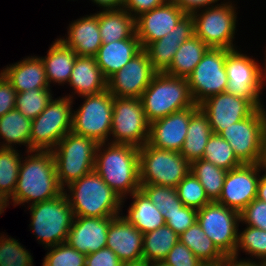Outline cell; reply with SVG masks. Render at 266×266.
I'll use <instances>...</instances> for the list:
<instances>
[{
    "mask_svg": "<svg viewBox=\"0 0 266 266\" xmlns=\"http://www.w3.org/2000/svg\"><path fill=\"white\" fill-rule=\"evenodd\" d=\"M25 153L28 156L21 159L18 180L10 198L13 205H31L61 195L64 189L58 181L52 152L33 150Z\"/></svg>",
    "mask_w": 266,
    "mask_h": 266,
    "instance_id": "1",
    "label": "cell"
},
{
    "mask_svg": "<svg viewBox=\"0 0 266 266\" xmlns=\"http://www.w3.org/2000/svg\"><path fill=\"white\" fill-rule=\"evenodd\" d=\"M94 171L122 200L126 199L140 190L139 148L128 144L98 143Z\"/></svg>",
    "mask_w": 266,
    "mask_h": 266,
    "instance_id": "2",
    "label": "cell"
},
{
    "mask_svg": "<svg viewBox=\"0 0 266 266\" xmlns=\"http://www.w3.org/2000/svg\"><path fill=\"white\" fill-rule=\"evenodd\" d=\"M67 187L63 191L75 217L122 215L125 201L94 170Z\"/></svg>",
    "mask_w": 266,
    "mask_h": 266,
    "instance_id": "3",
    "label": "cell"
},
{
    "mask_svg": "<svg viewBox=\"0 0 266 266\" xmlns=\"http://www.w3.org/2000/svg\"><path fill=\"white\" fill-rule=\"evenodd\" d=\"M149 123L195 105L188 80L166 73H156L140 97Z\"/></svg>",
    "mask_w": 266,
    "mask_h": 266,
    "instance_id": "4",
    "label": "cell"
},
{
    "mask_svg": "<svg viewBox=\"0 0 266 266\" xmlns=\"http://www.w3.org/2000/svg\"><path fill=\"white\" fill-rule=\"evenodd\" d=\"M97 146L94 139L71 131L51 150L58 181L63 189L94 170Z\"/></svg>",
    "mask_w": 266,
    "mask_h": 266,
    "instance_id": "5",
    "label": "cell"
},
{
    "mask_svg": "<svg viewBox=\"0 0 266 266\" xmlns=\"http://www.w3.org/2000/svg\"><path fill=\"white\" fill-rule=\"evenodd\" d=\"M31 226L33 234L45 248L67 240L74 218L72 208L64 192L47 201L31 204Z\"/></svg>",
    "mask_w": 266,
    "mask_h": 266,
    "instance_id": "6",
    "label": "cell"
},
{
    "mask_svg": "<svg viewBox=\"0 0 266 266\" xmlns=\"http://www.w3.org/2000/svg\"><path fill=\"white\" fill-rule=\"evenodd\" d=\"M219 135L227 140L243 164L263 163L266 135L265 108H257L249 117L231 124Z\"/></svg>",
    "mask_w": 266,
    "mask_h": 266,
    "instance_id": "7",
    "label": "cell"
},
{
    "mask_svg": "<svg viewBox=\"0 0 266 266\" xmlns=\"http://www.w3.org/2000/svg\"><path fill=\"white\" fill-rule=\"evenodd\" d=\"M73 95L55 98L34 119L30 135V151H51L72 130Z\"/></svg>",
    "mask_w": 266,
    "mask_h": 266,
    "instance_id": "8",
    "label": "cell"
},
{
    "mask_svg": "<svg viewBox=\"0 0 266 266\" xmlns=\"http://www.w3.org/2000/svg\"><path fill=\"white\" fill-rule=\"evenodd\" d=\"M190 169L191 163L180 152L155 148L147 143L139 148L140 184L176 188Z\"/></svg>",
    "mask_w": 266,
    "mask_h": 266,
    "instance_id": "9",
    "label": "cell"
},
{
    "mask_svg": "<svg viewBox=\"0 0 266 266\" xmlns=\"http://www.w3.org/2000/svg\"><path fill=\"white\" fill-rule=\"evenodd\" d=\"M222 2L193 12L195 35L209 48L237 49L235 38L237 13L232 3Z\"/></svg>",
    "mask_w": 266,
    "mask_h": 266,
    "instance_id": "10",
    "label": "cell"
},
{
    "mask_svg": "<svg viewBox=\"0 0 266 266\" xmlns=\"http://www.w3.org/2000/svg\"><path fill=\"white\" fill-rule=\"evenodd\" d=\"M84 102L73 110L72 132L94 139L97 143L109 142L112 129L114 96L105 90L95 95L81 96ZM109 137V138H108Z\"/></svg>",
    "mask_w": 266,
    "mask_h": 266,
    "instance_id": "11",
    "label": "cell"
},
{
    "mask_svg": "<svg viewBox=\"0 0 266 266\" xmlns=\"http://www.w3.org/2000/svg\"><path fill=\"white\" fill-rule=\"evenodd\" d=\"M225 71L228 77L225 92L249 100L256 108L264 107L260 96L264 81L257 61L238 49H225Z\"/></svg>",
    "mask_w": 266,
    "mask_h": 266,
    "instance_id": "12",
    "label": "cell"
},
{
    "mask_svg": "<svg viewBox=\"0 0 266 266\" xmlns=\"http://www.w3.org/2000/svg\"><path fill=\"white\" fill-rule=\"evenodd\" d=\"M197 222L225 257H233L238 243L240 213L211 201L197 211Z\"/></svg>",
    "mask_w": 266,
    "mask_h": 266,
    "instance_id": "13",
    "label": "cell"
},
{
    "mask_svg": "<svg viewBox=\"0 0 266 266\" xmlns=\"http://www.w3.org/2000/svg\"><path fill=\"white\" fill-rule=\"evenodd\" d=\"M149 124L140 98L114 97L110 143L140 148L148 141Z\"/></svg>",
    "mask_w": 266,
    "mask_h": 266,
    "instance_id": "14",
    "label": "cell"
},
{
    "mask_svg": "<svg viewBox=\"0 0 266 266\" xmlns=\"http://www.w3.org/2000/svg\"><path fill=\"white\" fill-rule=\"evenodd\" d=\"M187 80L191 97L197 105L212 95L225 92L228 83L225 49L209 48Z\"/></svg>",
    "mask_w": 266,
    "mask_h": 266,
    "instance_id": "15",
    "label": "cell"
},
{
    "mask_svg": "<svg viewBox=\"0 0 266 266\" xmlns=\"http://www.w3.org/2000/svg\"><path fill=\"white\" fill-rule=\"evenodd\" d=\"M265 169L264 164L260 163L243 164L227 171L217 202L240 213L253 199L257 198L258 182L261 172H265Z\"/></svg>",
    "mask_w": 266,
    "mask_h": 266,
    "instance_id": "16",
    "label": "cell"
},
{
    "mask_svg": "<svg viewBox=\"0 0 266 266\" xmlns=\"http://www.w3.org/2000/svg\"><path fill=\"white\" fill-rule=\"evenodd\" d=\"M156 73L142 49L107 80V90L114 97L140 98Z\"/></svg>",
    "mask_w": 266,
    "mask_h": 266,
    "instance_id": "17",
    "label": "cell"
},
{
    "mask_svg": "<svg viewBox=\"0 0 266 266\" xmlns=\"http://www.w3.org/2000/svg\"><path fill=\"white\" fill-rule=\"evenodd\" d=\"M214 134L249 117L257 108L247 99L228 92L212 95L199 104Z\"/></svg>",
    "mask_w": 266,
    "mask_h": 266,
    "instance_id": "18",
    "label": "cell"
},
{
    "mask_svg": "<svg viewBox=\"0 0 266 266\" xmlns=\"http://www.w3.org/2000/svg\"><path fill=\"white\" fill-rule=\"evenodd\" d=\"M199 108L193 107L174 112L149 124L147 144L159 149L180 152L186 139L192 114Z\"/></svg>",
    "mask_w": 266,
    "mask_h": 266,
    "instance_id": "19",
    "label": "cell"
},
{
    "mask_svg": "<svg viewBox=\"0 0 266 266\" xmlns=\"http://www.w3.org/2000/svg\"><path fill=\"white\" fill-rule=\"evenodd\" d=\"M186 13L172 0L135 19L136 36L142 49L168 34Z\"/></svg>",
    "mask_w": 266,
    "mask_h": 266,
    "instance_id": "20",
    "label": "cell"
},
{
    "mask_svg": "<svg viewBox=\"0 0 266 266\" xmlns=\"http://www.w3.org/2000/svg\"><path fill=\"white\" fill-rule=\"evenodd\" d=\"M193 35L194 19L191 14H186L163 38L148 44L143 50L153 69L157 73H164L170 67L178 47Z\"/></svg>",
    "mask_w": 266,
    "mask_h": 266,
    "instance_id": "21",
    "label": "cell"
},
{
    "mask_svg": "<svg viewBox=\"0 0 266 266\" xmlns=\"http://www.w3.org/2000/svg\"><path fill=\"white\" fill-rule=\"evenodd\" d=\"M111 217H75L66 242L85 255L106 247Z\"/></svg>",
    "mask_w": 266,
    "mask_h": 266,
    "instance_id": "22",
    "label": "cell"
},
{
    "mask_svg": "<svg viewBox=\"0 0 266 266\" xmlns=\"http://www.w3.org/2000/svg\"><path fill=\"white\" fill-rule=\"evenodd\" d=\"M123 262H139L143 260V233L122 216L112 219L107 233V245Z\"/></svg>",
    "mask_w": 266,
    "mask_h": 266,
    "instance_id": "23",
    "label": "cell"
},
{
    "mask_svg": "<svg viewBox=\"0 0 266 266\" xmlns=\"http://www.w3.org/2000/svg\"><path fill=\"white\" fill-rule=\"evenodd\" d=\"M59 39L73 49L77 56L95 57L102 45L98 13L74 20L69 24L66 39Z\"/></svg>",
    "mask_w": 266,
    "mask_h": 266,
    "instance_id": "24",
    "label": "cell"
},
{
    "mask_svg": "<svg viewBox=\"0 0 266 266\" xmlns=\"http://www.w3.org/2000/svg\"><path fill=\"white\" fill-rule=\"evenodd\" d=\"M1 73L12 84L17 93L36 88H50L41 57L29 56L22 61L7 65Z\"/></svg>",
    "mask_w": 266,
    "mask_h": 266,
    "instance_id": "25",
    "label": "cell"
},
{
    "mask_svg": "<svg viewBox=\"0 0 266 266\" xmlns=\"http://www.w3.org/2000/svg\"><path fill=\"white\" fill-rule=\"evenodd\" d=\"M68 83L74 90V95L78 94V97L107 90V79L95 57L77 56Z\"/></svg>",
    "mask_w": 266,
    "mask_h": 266,
    "instance_id": "26",
    "label": "cell"
},
{
    "mask_svg": "<svg viewBox=\"0 0 266 266\" xmlns=\"http://www.w3.org/2000/svg\"><path fill=\"white\" fill-rule=\"evenodd\" d=\"M142 50L138 38L102 44L95 56L97 65L108 80Z\"/></svg>",
    "mask_w": 266,
    "mask_h": 266,
    "instance_id": "27",
    "label": "cell"
},
{
    "mask_svg": "<svg viewBox=\"0 0 266 266\" xmlns=\"http://www.w3.org/2000/svg\"><path fill=\"white\" fill-rule=\"evenodd\" d=\"M76 57L77 54L73 49L66 46L60 39H55L47 55L41 57L49 87L51 82L59 83L58 85L69 82Z\"/></svg>",
    "mask_w": 266,
    "mask_h": 266,
    "instance_id": "28",
    "label": "cell"
},
{
    "mask_svg": "<svg viewBox=\"0 0 266 266\" xmlns=\"http://www.w3.org/2000/svg\"><path fill=\"white\" fill-rule=\"evenodd\" d=\"M98 24L102 44L128 38H137L135 18L123 8L99 11Z\"/></svg>",
    "mask_w": 266,
    "mask_h": 266,
    "instance_id": "29",
    "label": "cell"
},
{
    "mask_svg": "<svg viewBox=\"0 0 266 266\" xmlns=\"http://www.w3.org/2000/svg\"><path fill=\"white\" fill-rule=\"evenodd\" d=\"M130 196L134 200L128 208L127 215L122 217L143 234L166 225L164 216L148 197L138 190Z\"/></svg>",
    "mask_w": 266,
    "mask_h": 266,
    "instance_id": "30",
    "label": "cell"
},
{
    "mask_svg": "<svg viewBox=\"0 0 266 266\" xmlns=\"http://www.w3.org/2000/svg\"><path fill=\"white\" fill-rule=\"evenodd\" d=\"M212 134L208 116L199 107L190 118L186 139L180 153L190 163L202 159L206 144Z\"/></svg>",
    "mask_w": 266,
    "mask_h": 266,
    "instance_id": "31",
    "label": "cell"
},
{
    "mask_svg": "<svg viewBox=\"0 0 266 266\" xmlns=\"http://www.w3.org/2000/svg\"><path fill=\"white\" fill-rule=\"evenodd\" d=\"M208 49L209 47L201 39L193 35L178 47L170 67L164 73L187 78Z\"/></svg>",
    "mask_w": 266,
    "mask_h": 266,
    "instance_id": "32",
    "label": "cell"
},
{
    "mask_svg": "<svg viewBox=\"0 0 266 266\" xmlns=\"http://www.w3.org/2000/svg\"><path fill=\"white\" fill-rule=\"evenodd\" d=\"M32 119L22 115L17 109H13L0 117V148L14 149V145L22 144L30 151V135H31Z\"/></svg>",
    "mask_w": 266,
    "mask_h": 266,
    "instance_id": "33",
    "label": "cell"
},
{
    "mask_svg": "<svg viewBox=\"0 0 266 266\" xmlns=\"http://www.w3.org/2000/svg\"><path fill=\"white\" fill-rule=\"evenodd\" d=\"M179 241L186 245L205 265L220 264L226 258L197 221L179 236Z\"/></svg>",
    "mask_w": 266,
    "mask_h": 266,
    "instance_id": "34",
    "label": "cell"
},
{
    "mask_svg": "<svg viewBox=\"0 0 266 266\" xmlns=\"http://www.w3.org/2000/svg\"><path fill=\"white\" fill-rule=\"evenodd\" d=\"M179 241V236L167 225L143 234V261H164Z\"/></svg>",
    "mask_w": 266,
    "mask_h": 266,
    "instance_id": "35",
    "label": "cell"
},
{
    "mask_svg": "<svg viewBox=\"0 0 266 266\" xmlns=\"http://www.w3.org/2000/svg\"><path fill=\"white\" fill-rule=\"evenodd\" d=\"M190 171L204 187L208 198L211 201H217L221 195L227 171L204 159L193 161Z\"/></svg>",
    "mask_w": 266,
    "mask_h": 266,
    "instance_id": "36",
    "label": "cell"
},
{
    "mask_svg": "<svg viewBox=\"0 0 266 266\" xmlns=\"http://www.w3.org/2000/svg\"><path fill=\"white\" fill-rule=\"evenodd\" d=\"M202 159L226 171L243 165L227 140L214 133L208 139Z\"/></svg>",
    "mask_w": 266,
    "mask_h": 266,
    "instance_id": "37",
    "label": "cell"
},
{
    "mask_svg": "<svg viewBox=\"0 0 266 266\" xmlns=\"http://www.w3.org/2000/svg\"><path fill=\"white\" fill-rule=\"evenodd\" d=\"M21 154L16 148H0V192L6 197L13 196L18 180Z\"/></svg>",
    "mask_w": 266,
    "mask_h": 266,
    "instance_id": "38",
    "label": "cell"
},
{
    "mask_svg": "<svg viewBox=\"0 0 266 266\" xmlns=\"http://www.w3.org/2000/svg\"><path fill=\"white\" fill-rule=\"evenodd\" d=\"M50 88H36L17 93L15 109L29 119L36 118L52 101Z\"/></svg>",
    "mask_w": 266,
    "mask_h": 266,
    "instance_id": "39",
    "label": "cell"
},
{
    "mask_svg": "<svg viewBox=\"0 0 266 266\" xmlns=\"http://www.w3.org/2000/svg\"><path fill=\"white\" fill-rule=\"evenodd\" d=\"M239 249L243 253L246 252L251 258L259 259V263H263L266 261V231L246 226L242 232L238 233V243L234 258L238 259Z\"/></svg>",
    "mask_w": 266,
    "mask_h": 266,
    "instance_id": "40",
    "label": "cell"
},
{
    "mask_svg": "<svg viewBox=\"0 0 266 266\" xmlns=\"http://www.w3.org/2000/svg\"><path fill=\"white\" fill-rule=\"evenodd\" d=\"M140 190L154 203L163 216L167 212L183 207L178 197L177 189L170 186L157 184H141Z\"/></svg>",
    "mask_w": 266,
    "mask_h": 266,
    "instance_id": "41",
    "label": "cell"
},
{
    "mask_svg": "<svg viewBox=\"0 0 266 266\" xmlns=\"http://www.w3.org/2000/svg\"><path fill=\"white\" fill-rule=\"evenodd\" d=\"M176 189L179 199L187 207L198 210L211 202L204 187L191 171L179 182Z\"/></svg>",
    "mask_w": 266,
    "mask_h": 266,
    "instance_id": "42",
    "label": "cell"
},
{
    "mask_svg": "<svg viewBox=\"0 0 266 266\" xmlns=\"http://www.w3.org/2000/svg\"><path fill=\"white\" fill-rule=\"evenodd\" d=\"M0 266H33V258L18 240L1 234Z\"/></svg>",
    "mask_w": 266,
    "mask_h": 266,
    "instance_id": "43",
    "label": "cell"
},
{
    "mask_svg": "<svg viewBox=\"0 0 266 266\" xmlns=\"http://www.w3.org/2000/svg\"><path fill=\"white\" fill-rule=\"evenodd\" d=\"M47 250L49 252L44 257L43 266H85L86 255L67 242L47 247Z\"/></svg>",
    "mask_w": 266,
    "mask_h": 266,
    "instance_id": "44",
    "label": "cell"
},
{
    "mask_svg": "<svg viewBox=\"0 0 266 266\" xmlns=\"http://www.w3.org/2000/svg\"><path fill=\"white\" fill-rule=\"evenodd\" d=\"M197 211L195 208L184 205L177 210L167 212L164 216L166 225L180 236L197 221Z\"/></svg>",
    "mask_w": 266,
    "mask_h": 266,
    "instance_id": "45",
    "label": "cell"
},
{
    "mask_svg": "<svg viewBox=\"0 0 266 266\" xmlns=\"http://www.w3.org/2000/svg\"><path fill=\"white\" fill-rule=\"evenodd\" d=\"M240 222L266 231V202L253 199L240 212Z\"/></svg>",
    "mask_w": 266,
    "mask_h": 266,
    "instance_id": "46",
    "label": "cell"
},
{
    "mask_svg": "<svg viewBox=\"0 0 266 266\" xmlns=\"http://www.w3.org/2000/svg\"><path fill=\"white\" fill-rule=\"evenodd\" d=\"M167 266H204L194 253L178 241L163 261Z\"/></svg>",
    "mask_w": 266,
    "mask_h": 266,
    "instance_id": "47",
    "label": "cell"
},
{
    "mask_svg": "<svg viewBox=\"0 0 266 266\" xmlns=\"http://www.w3.org/2000/svg\"><path fill=\"white\" fill-rule=\"evenodd\" d=\"M17 91L0 72V117L15 109Z\"/></svg>",
    "mask_w": 266,
    "mask_h": 266,
    "instance_id": "48",
    "label": "cell"
},
{
    "mask_svg": "<svg viewBox=\"0 0 266 266\" xmlns=\"http://www.w3.org/2000/svg\"><path fill=\"white\" fill-rule=\"evenodd\" d=\"M122 263L123 262L116 254L108 247L87 254L85 259V266H121Z\"/></svg>",
    "mask_w": 266,
    "mask_h": 266,
    "instance_id": "49",
    "label": "cell"
},
{
    "mask_svg": "<svg viewBox=\"0 0 266 266\" xmlns=\"http://www.w3.org/2000/svg\"><path fill=\"white\" fill-rule=\"evenodd\" d=\"M167 0H125V9L135 19L143 13L163 5Z\"/></svg>",
    "mask_w": 266,
    "mask_h": 266,
    "instance_id": "50",
    "label": "cell"
},
{
    "mask_svg": "<svg viewBox=\"0 0 266 266\" xmlns=\"http://www.w3.org/2000/svg\"><path fill=\"white\" fill-rule=\"evenodd\" d=\"M175 2L186 14L206 8L207 6H214L219 0H172Z\"/></svg>",
    "mask_w": 266,
    "mask_h": 266,
    "instance_id": "51",
    "label": "cell"
},
{
    "mask_svg": "<svg viewBox=\"0 0 266 266\" xmlns=\"http://www.w3.org/2000/svg\"><path fill=\"white\" fill-rule=\"evenodd\" d=\"M222 266H262V263H259L257 261H253L251 259H237L234 257H226L222 261Z\"/></svg>",
    "mask_w": 266,
    "mask_h": 266,
    "instance_id": "52",
    "label": "cell"
},
{
    "mask_svg": "<svg viewBox=\"0 0 266 266\" xmlns=\"http://www.w3.org/2000/svg\"><path fill=\"white\" fill-rule=\"evenodd\" d=\"M103 10H119L123 8L125 0H91Z\"/></svg>",
    "mask_w": 266,
    "mask_h": 266,
    "instance_id": "53",
    "label": "cell"
},
{
    "mask_svg": "<svg viewBox=\"0 0 266 266\" xmlns=\"http://www.w3.org/2000/svg\"><path fill=\"white\" fill-rule=\"evenodd\" d=\"M257 199L266 202V169L265 174L260 176L257 189Z\"/></svg>",
    "mask_w": 266,
    "mask_h": 266,
    "instance_id": "54",
    "label": "cell"
},
{
    "mask_svg": "<svg viewBox=\"0 0 266 266\" xmlns=\"http://www.w3.org/2000/svg\"><path fill=\"white\" fill-rule=\"evenodd\" d=\"M9 202V198L0 192V215L4 213V210L9 205Z\"/></svg>",
    "mask_w": 266,
    "mask_h": 266,
    "instance_id": "55",
    "label": "cell"
},
{
    "mask_svg": "<svg viewBox=\"0 0 266 266\" xmlns=\"http://www.w3.org/2000/svg\"><path fill=\"white\" fill-rule=\"evenodd\" d=\"M121 266H146V262L142 260L139 262L122 263Z\"/></svg>",
    "mask_w": 266,
    "mask_h": 266,
    "instance_id": "56",
    "label": "cell"
},
{
    "mask_svg": "<svg viewBox=\"0 0 266 266\" xmlns=\"http://www.w3.org/2000/svg\"><path fill=\"white\" fill-rule=\"evenodd\" d=\"M146 266H167L163 261L158 262H147Z\"/></svg>",
    "mask_w": 266,
    "mask_h": 266,
    "instance_id": "57",
    "label": "cell"
},
{
    "mask_svg": "<svg viewBox=\"0 0 266 266\" xmlns=\"http://www.w3.org/2000/svg\"><path fill=\"white\" fill-rule=\"evenodd\" d=\"M266 57V55H265ZM264 69H262V76H263V81L266 80V59H265V63H264Z\"/></svg>",
    "mask_w": 266,
    "mask_h": 266,
    "instance_id": "58",
    "label": "cell"
},
{
    "mask_svg": "<svg viewBox=\"0 0 266 266\" xmlns=\"http://www.w3.org/2000/svg\"><path fill=\"white\" fill-rule=\"evenodd\" d=\"M263 164H264V166L266 168V135H265V157H264Z\"/></svg>",
    "mask_w": 266,
    "mask_h": 266,
    "instance_id": "59",
    "label": "cell"
},
{
    "mask_svg": "<svg viewBox=\"0 0 266 266\" xmlns=\"http://www.w3.org/2000/svg\"><path fill=\"white\" fill-rule=\"evenodd\" d=\"M204 266H222V262L220 264H206Z\"/></svg>",
    "mask_w": 266,
    "mask_h": 266,
    "instance_id": "60",
    "label": "cell"
},
{
    "mask_svg": "<svg viewBox=\"0 0 266 266\" xmlns=\"http://www.w3.org/2000/svg\"><path fill=\"white\" fill-rule=\"evenodd\" d=\"M262 266H266V261H264V262L262 263Z\"/></svg>",
    "mask_w": 266,
    "mask_h": 266,
    "instance_id": "61",
    "label": "cell"
}]
</instances>
